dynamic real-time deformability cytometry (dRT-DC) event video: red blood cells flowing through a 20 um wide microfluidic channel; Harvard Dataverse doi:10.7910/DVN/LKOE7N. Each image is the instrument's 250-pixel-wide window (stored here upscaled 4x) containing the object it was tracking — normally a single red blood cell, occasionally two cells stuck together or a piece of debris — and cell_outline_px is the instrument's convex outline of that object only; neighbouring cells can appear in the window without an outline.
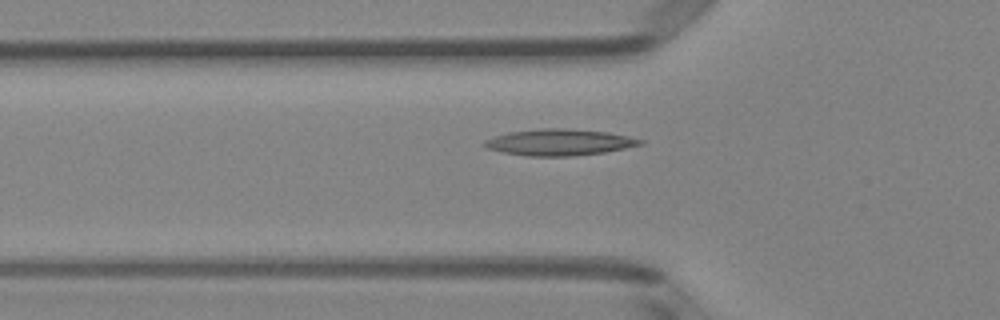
{"species": "Egyptian fruit bat (a non-hibernating species)", "species_latin": "Rousettus aegyptiacus", "temperature_condition": "room temperature", "stored_images_in_passage": 48, "camera_frame_rate_fps": 3000, "um_per_image_px": 0.085, "animal": {"sex": "female"}, "frame": {"image": 1, "passage_image": 15, "time_ms": 4.667, "image_size_px": [1000, 320], "cell_outline_px": [[644, 144], [604, 152], [572, 156], [528, 156], [504, 152], [488, 148], [484, 144], [484, 140], [492, 136], [508, 132], [544, 128], [564, 128], [608, 132], [628, 136], [644, 140]], "centroid_in_image_um": [47.55, 12.09], "position_along_channel_um": 78.3, "area_um2": 23.81}}
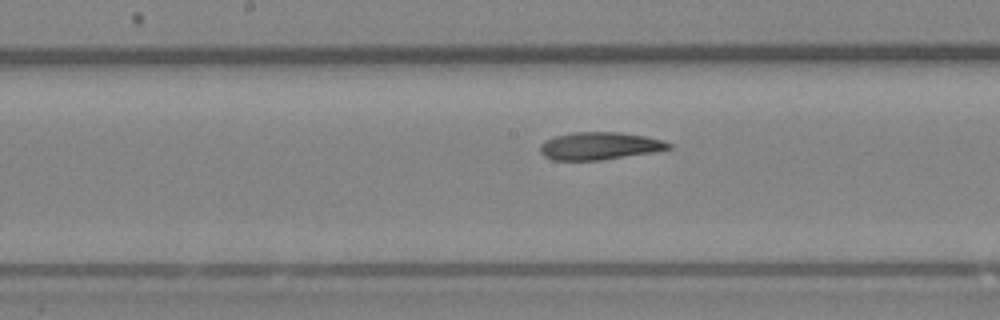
{"frame": {"image": 2, "passage_image": 24, "time_ms": 7.667, "image_size_px": [1000, 320], "cell_outline_px": [[672, 148], [652, 152], [600, 160], [552, 160], [544, 156], [540, 152], [540, 144], [544, 140], [556, 136], [572, 132], [620, 132], [644, 136], [664, 140], [672, 144]], "centroid_in_image_um": [50.94, 12.4], "position_along_channel_um": 197.3, "area_um2": 20.63}}
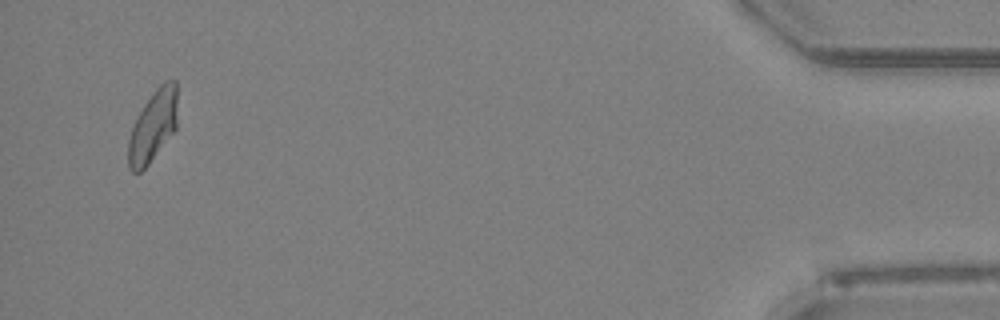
{"frame": {"image": 3, "passage_image": 47, "time_ms": 15.333, "image_size_px": [1000, 320], "cell_outline_px": [[176, 128], [148, 164], [140, 172], [132, 172], [128, 168], [128, 140], [136, 116], [152, 92], [164, 80], [176, 80]], "centroid_in_image_um": [12.98, 10.7], "position_along_channel_um": 422.2, "area_um2": 20.29}}